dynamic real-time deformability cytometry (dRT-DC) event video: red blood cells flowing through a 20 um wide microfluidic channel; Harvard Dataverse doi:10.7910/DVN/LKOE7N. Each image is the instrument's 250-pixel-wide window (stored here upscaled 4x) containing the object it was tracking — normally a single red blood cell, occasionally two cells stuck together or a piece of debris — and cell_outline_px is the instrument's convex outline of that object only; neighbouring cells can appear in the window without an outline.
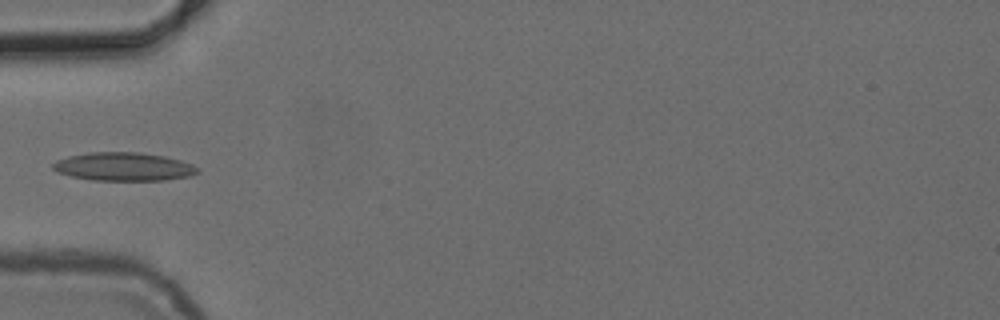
{"species": "common noctule bat (a hibernating species)", "species_latin": "Nyctalus noctula", "temperature_condition": "cold", "stored_images_in_passage": 5, "camera_frame_rate_fps": 3000, "um_per_image_px": 0.085, "animal": {"sex": "female", "body_mass_g": 24.6, "forearm_length_mm": 56.2}, "frame": {"image": 1, "passage_image": 4, "time_ms": 4.333, "image_size_px": [1000, 320], "cell_outline_px": [[200, 172], [188, 176], [164, 180], [92, 180], [72, 176], [56, 172], [52, 168], [52, 164], [56, 160], [68, 156], [88, 152], [140, 152], [164, 156], [180, 160], [192, 164], [200, 168]], "centroid_in_image_um": [10.5, 14.16], "position_along_channel_um": 74.5, "area_um2": 23.99}}